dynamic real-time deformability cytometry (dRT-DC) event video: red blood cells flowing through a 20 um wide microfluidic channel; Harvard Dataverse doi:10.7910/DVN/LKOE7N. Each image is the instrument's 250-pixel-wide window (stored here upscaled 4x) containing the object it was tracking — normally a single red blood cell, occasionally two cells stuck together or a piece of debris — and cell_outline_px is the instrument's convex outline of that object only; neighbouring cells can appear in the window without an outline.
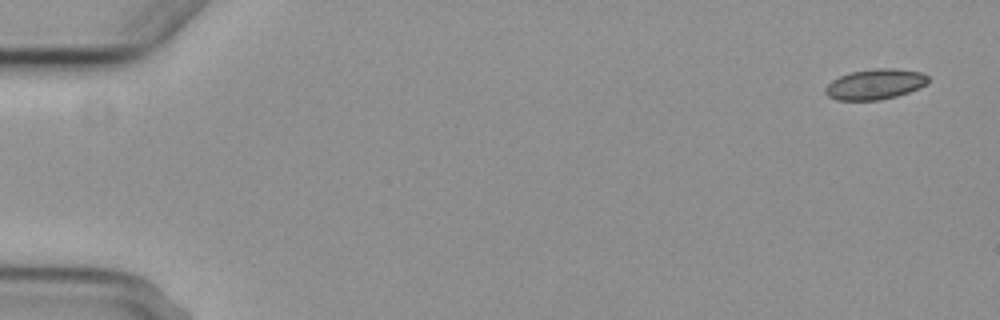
{"species": "common noctule bat (a hibernating species)", "species_latin": "Nyctalus noctula", "temperature_condition": "cold", "stored_images_in_passage": 4, "camera_frame_rate_fps": 3000, "um_per_image_px": 0.085, "animal": {"sex": "female", "body_mass_g": 29.2, "forearm_length_mm": 56.3}, "frame": {"image": 1, "passage_image": 1, "time_ms": 0.0, "image_size_px": [1000, 320], "cell_outline_px": [[928, 84], [920, 88], [896, 96], [880, 100], [836, 100], [828, 96], [824, 92], [824, 88], [832, 80], [848, 72], [872, 68], [896, 68], [920, 72], [928, 76]], "centroid_in_image_um": [74.37, 7.15], "position_along_channel_um": 10.6, "area_um2": 18.44}}